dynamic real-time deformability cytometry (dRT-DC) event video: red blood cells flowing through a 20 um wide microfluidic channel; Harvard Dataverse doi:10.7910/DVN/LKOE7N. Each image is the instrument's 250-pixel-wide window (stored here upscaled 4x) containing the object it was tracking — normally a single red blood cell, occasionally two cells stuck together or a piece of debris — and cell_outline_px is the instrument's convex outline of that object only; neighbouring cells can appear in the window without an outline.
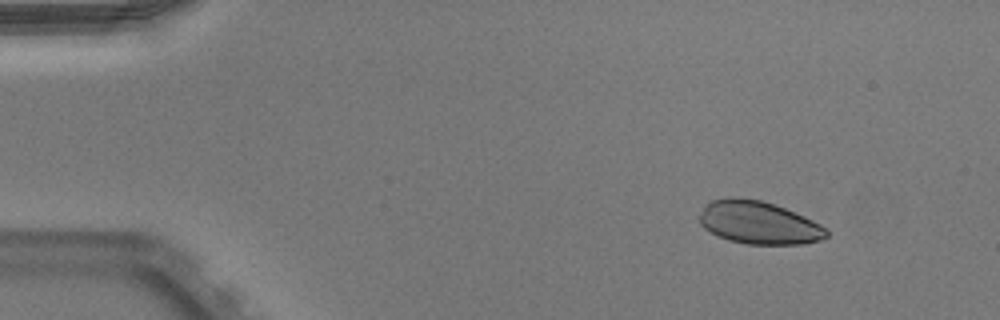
{"species": "Egyptian fruit bat (a non-hibernating species)", "species_latin": "Rousettus aegyptiacus", "temperature_condition": "warm", "stored_images_in_passage": 52, "camera_frame_rate_fps": 3000, "um_per_image_px": 0.085, "animal": {"sex": "male"}, "frame": {"image": 1, "passage_image": 6, "time_ms": 1.667, "image_size_px": [1000, 320], "cell_outline_px": [[828, 236], [804, 244], [748, 244], [728, 240], [716, 236], [704, 228], [700, 224], [700, 216], [704, 204], [712, 200], [732, 196], [760, 200], [784, 208], [804, 216], [820, 224], [828, 232]], "centroid_in_image_um": [64.44, 18.92], "position_along_channel_um": 20.6, "area_um2": 31.56}}
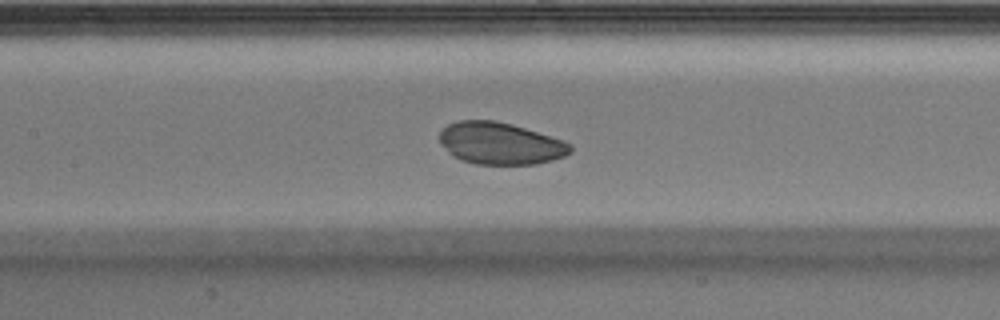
{"frame": {"image": 2, "passage_image": 24, "time_ms": 7.667, "image_size_px": [1000, 320], "cell_outline_px": [[572, 152], [564, 156], [552, 160], [536, 164], [476, 164], [460, 160], [452, 156], [440, 144], [440, 132], [448, 124], [460, 120], [492, 120], [512, 124], [564, 140], [572, 144]], "centroid_in_image_um": [42.53, 12.19], "position_along_channel_um": 164.9, "area_um2": 32.14}}
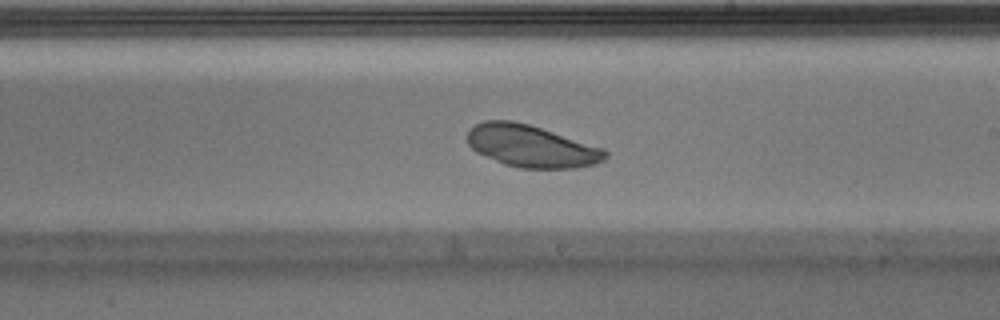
{"frame": {"image": 3, "passage_image": 30, "time_ms": 9.667, "image_size_px": [1000, 320], "cell_outline_px": [[608, 156], [604, 160], [596, 164], [576, 168], [520, 168], [504, 164], [476, 152], [468, 144], [468, 128], [484, 120], [512, 120], [528, 124], [604, 148], [608, 152]], "centroid_in_image_um": [45.16, 12.42], "position_along_channel_um": 243.8, "area_um2": 33.87}}